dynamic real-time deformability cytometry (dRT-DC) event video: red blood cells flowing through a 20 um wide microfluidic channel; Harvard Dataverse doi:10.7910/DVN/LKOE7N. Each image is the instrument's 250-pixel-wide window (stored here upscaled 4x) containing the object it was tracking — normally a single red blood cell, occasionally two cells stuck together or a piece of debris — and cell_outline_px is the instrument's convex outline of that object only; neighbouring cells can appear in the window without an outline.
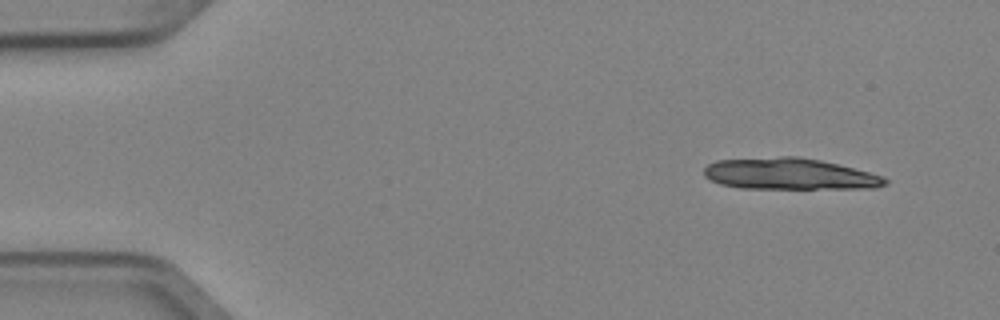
{"species": "Egyptian fruit bat (a non-hibernating species)", "species_latin": "Rousettus aegyptiacus", "temperature_condition": "cold", "stored_images_in_passage": 4, "camera_frame_rate_fps": 3000, "um_per_image_px": 0.085, "animal": {"sex": "female"}, "frame": {"image": 1, "passage_image": 1, "time_ms": 0.0, "image_size_px": [1000, 320], "cell_outline_px": [[888, 184], [876, 188], [740, 188], [720, 184], [704, 176], [704, 168], [708, 164], [716, 160], [780, 156], [796, 156], [820, 160], [884, 176], [888, 180]], "centroid_in_image_um": [67.1, 14.78], "position_along_channel_um": 17.9, "area_um2": 33.06}}